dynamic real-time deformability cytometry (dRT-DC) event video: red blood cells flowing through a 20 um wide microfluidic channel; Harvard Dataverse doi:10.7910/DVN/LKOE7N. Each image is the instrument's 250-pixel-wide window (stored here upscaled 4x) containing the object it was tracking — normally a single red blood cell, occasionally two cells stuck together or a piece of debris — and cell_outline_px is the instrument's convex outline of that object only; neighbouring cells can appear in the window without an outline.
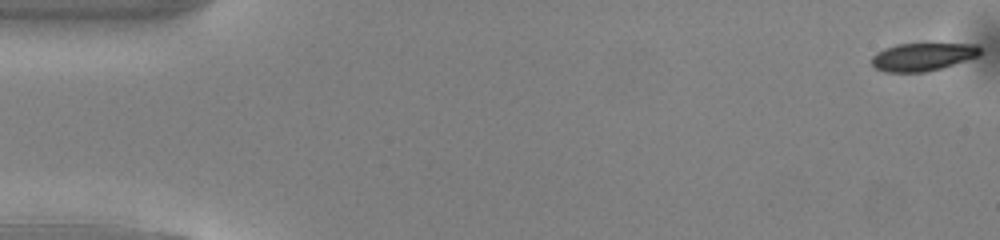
{"species": "common noctule bat (a hibernating species)", "species_latin": "Nyctalus noctula", "temperature_condition": "warm", "stored_images_in_passage": 50, "camera_frame_rate_fps": 3000, "um_per_image_px": 0.085, "animal": {"sex": "male", "body_mass_g": 13.0, "forearm_length_mm": 53.1}, "frame": {"image": 1, "passage_image": 1, "time_ms": 0.0, "image_size_px": [1000, 240], "cell_outline_px": [[980, 56], [928, 72], [884, 72], [876, 68], [872, 64], [872, 56], [876, 52], [884, 48], [896, 44], [976, 44], [980, 48]], "centroid_in_image_um": [78.42, 4.83], "position_along_channel_um": 6.6, "area_um2": 17.69}}
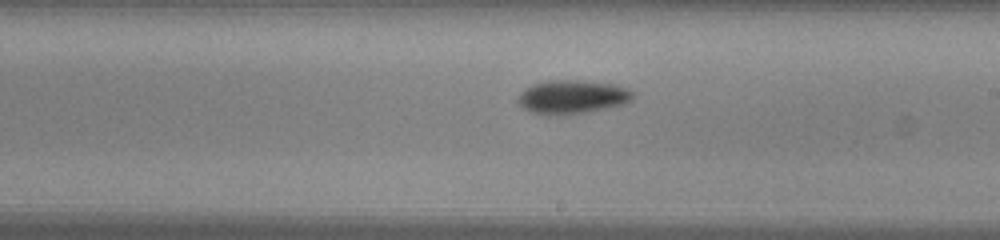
{"frame": {"image": 2, "passage_image": 29, "time_ms": 9.333, "image_size_px": [1000, 240], "cell_outline_px": [[636, 96], [632, 100], [624, 104], [608, 108], [588, 112], [564, 116], [544, 116], [528, 112], [516, 100], [520, 92], [524, 88], [532, 84], [548, 80], [584, 80], [620, 84], [628, 88]], "centroid_in_image_um": [48.64, 8.25], "position_along_channel_um": 240.4, "area_um2": 23.52}}
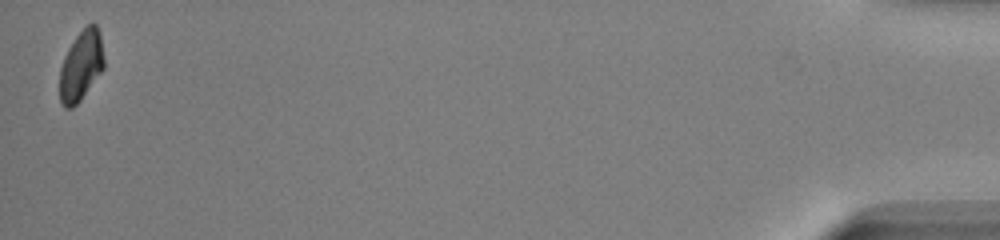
{"frame": {"image": 3, "passage_image": 50, "time_ms": 16.333, "image_size_px": [1000, 240], "cell_outline_px": [[104, 68], [80, 100], [72, 108], [64, 108], [60, 104], [60, 68], [64, 56], [68, 48], [76, 36], [92, 20], [96, 24], [100, 36], [104, 60]], "centroid_in_image_um": [6.88, 5.58], "position_along_channel_um": 428.3, "area_um2": 18.03}, "authors_computed_cell_mechanics": {"area_um2": 20.0566, "velocity_mm_per_s": 4.1009, "shape_relaxation_time_tau1_ms": 2.2246, "shape_relaxation_time_tau2_ms": null, "deformation_change_tau1": 0.1233, "deformation_change_tau2": null}}